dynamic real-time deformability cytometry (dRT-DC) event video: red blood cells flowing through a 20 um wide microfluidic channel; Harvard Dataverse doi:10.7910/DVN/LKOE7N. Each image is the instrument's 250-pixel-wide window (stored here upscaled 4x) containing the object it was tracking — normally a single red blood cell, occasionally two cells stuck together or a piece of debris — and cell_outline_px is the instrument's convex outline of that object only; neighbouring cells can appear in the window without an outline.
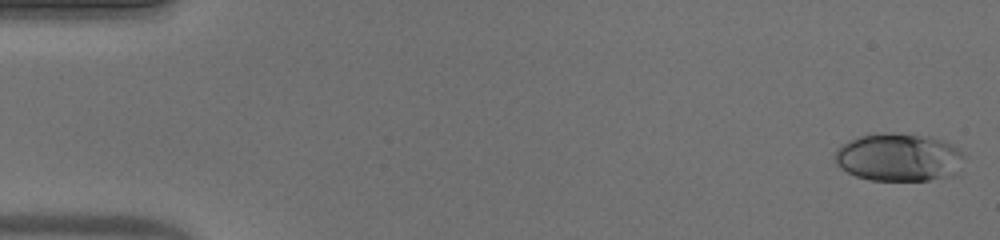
{"species": "human", "species_latin": "Homo sapiens", "temperature_condition": "warm", "stored_images_in_passage": 52, "camera_frame_rate_fps": 3000, "um_per_image_px": 0.085, "donor": {"sex": "male"}, "frame": {"image": 1, "passage_image": 1, "time_ms": 0.0, "image_size_px": [1000, 240], "cell_outline_px": [[964, 156], [956, 172], [928, 180], [872, 180], [856, 176], [840, 168], [836, 164], [832, 156], [836, 148], [848, 140], [860, 136], [876, 132], [892, 132], [932, 136], [960, 148]], "centroid_in_image_um": [76.32, 13.33], "position_along_channel_um": 8.7, "area_um2": 36.36}}
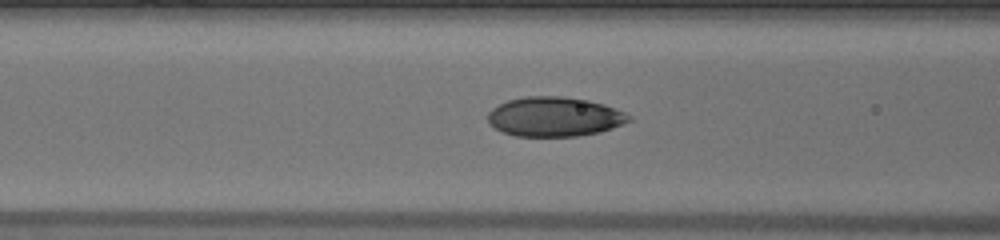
{"frame": {"image": 2, "passage_image": 21, "time_ms": 6.667, "image_size_px": [1000, 240], "cell_outline_px": [[632, 120], [612, 128], [600, 132], [576, 136], [516, 136], [504, 132], [496, 128], [488, 120], [488, 112], [492, 108], [508, 100], [524, 96], [564, 96], [588, 100], [604, 104], [624, 112], [632, 116]], "centroid_in_image_um": [47.15, 9.91], "position_along_channel_um": 119.4, "area_um2": 32.43}}
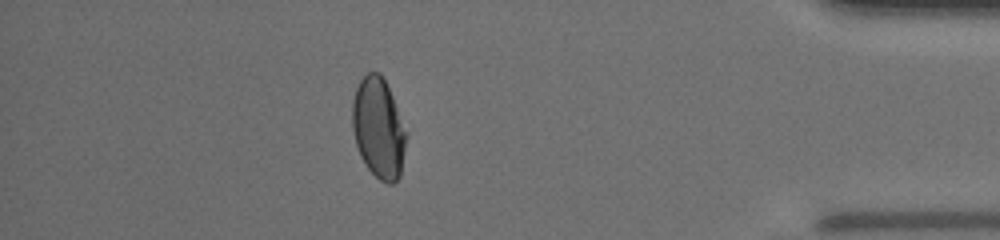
{"frame": {"image": 3, "passage_image": 46, "time_ms": 15.0, "image_size_px": [1000, 240], "cell_outline_px": [[408, 136], [400, 176], [392, 184], [388, 184], [380, 180], [368, 168], [360, 156], [356, 144], [352, 128], [352, 100], [356, 88], [360, 80], [368, 72], [380, 72], [392, 96]], "centroid_in_image_um": [32.17, 10.9], "position_along_channel_um": 403.0, "area_um2": 31.5}, "authors_computed_cell_mechanics": {"area_um2": 31.79, "velocity_mm_per_s": 3.9119, "shape_relaxation_time_tau1_ms": 6.7528, "shape_relaxation_time_tau2_ms": 0.8215, "deformation_change_tau1": 0.2234, "deformation_change_tau2": 0.0385}}